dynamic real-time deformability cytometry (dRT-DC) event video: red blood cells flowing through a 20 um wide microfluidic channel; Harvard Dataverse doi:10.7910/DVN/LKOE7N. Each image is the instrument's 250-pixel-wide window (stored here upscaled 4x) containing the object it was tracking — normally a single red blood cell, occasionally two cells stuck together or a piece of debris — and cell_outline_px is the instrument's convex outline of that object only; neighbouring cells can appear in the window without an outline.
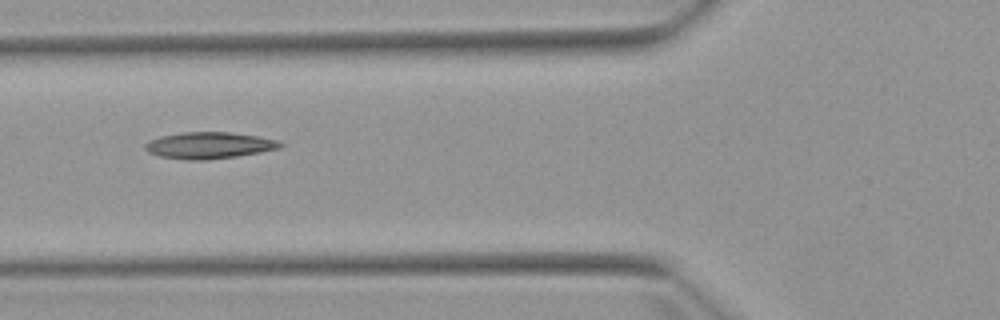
{"species": "Egyptian fruit bat (a non-hibernating species)", "species_latin": "Rousettus aegyptiacus", "temperature_condition": "warm", "stored_images_in_passage": 7, "camera_frame_rate_fps": 3000, "um_per_image_px": 0.085, "animal": {"sex": "female"}, "frame": {"image": 1, "passage_image": 5, "time_ms": 6.0, "image_size_px": [1000, 320], "cell_outline_px": [[284, 144], [280, 148], [260, 152], [236, 156], [208, 160], [184, 160], [160, 156], [148, 152], [144, 148], [144, 144], [148, 140], [160, 136], [180, 132], [228, 132], [256, 136], [276, 140]], "centroid_in_image_um": [17.72, 12.36], "position_along_channel_um": 108.1, "area_um2": 20.92}}
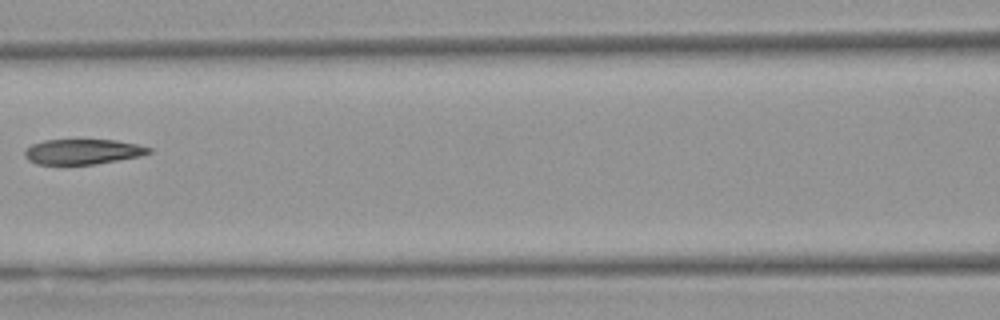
{"frame": {"image": 2, "passage_image": 6, "time_ms": 7.333, "image_size_px": [1000, 320], "cell_outline_px": [[152, 152], [140, 156], [96, 164], [36, 164], [28, 160], [24, 156], [24, 148], [32, 144], [44, 140], [116, 140], [136, 144], [152, 148]], "centroid_in_image_um": [7.0, 12.89], "position_along_channel_um": 159.6, "area_um2": 18.26}}
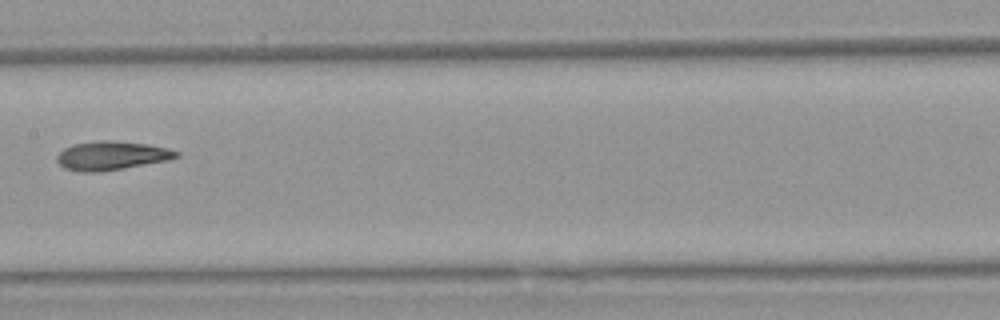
{"frame": {"image": 3, "passage_image": 7, "time_ms": 8.333, "image_size_px": [1000, 320], "cell_outline_px": [[180, 156], [168, 160], [124, 168], [100, 172], [80, 172], [64, 168], [56, 160], [56, 156], [64, 148], [72, 144], [100, 140], [112, 140], [148, 144], [168, 148], [180, 152]], "centroid_in_image_um": [9.48, 13.22], "position_along_channel_um": 197.9, "area_um2": 20.17}}